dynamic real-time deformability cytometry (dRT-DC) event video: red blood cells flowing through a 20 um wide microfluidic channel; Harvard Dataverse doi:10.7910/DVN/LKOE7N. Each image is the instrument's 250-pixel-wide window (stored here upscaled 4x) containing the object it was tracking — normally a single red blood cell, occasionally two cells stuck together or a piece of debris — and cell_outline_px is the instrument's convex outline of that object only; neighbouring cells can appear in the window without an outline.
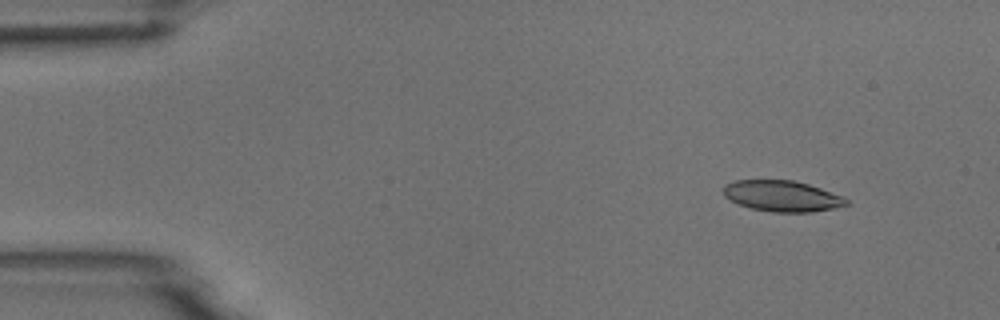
{"species": "common noctule bat (a hibernating species)", "species_latin": "Nyctalus noctula", "temperature_condition": "room temperature", "stored_images_in_passage": 5, "camera_frame_rate_fps": 3000, "um_per_image_px": 0.085, "animal": {"sex": "male", "body_mass_g": 18.8}, "frame": {"image": 1, "passage_image": 2, "time_ms": 1.333, "image_size_px": [1000, 320], "cell_outline_px": [[848, 204], [832, 208], [812, 212], [772, 212], [752, 208], [740, 204], [724, 196], [724, 184], [736, 180], [792, 180], [808, 184], [844, 196], [848, 200]], "centroid_in_image_um": [66.49, 16.66], "position_along_channel_um": 18.5, "area_um2": 21.96}}
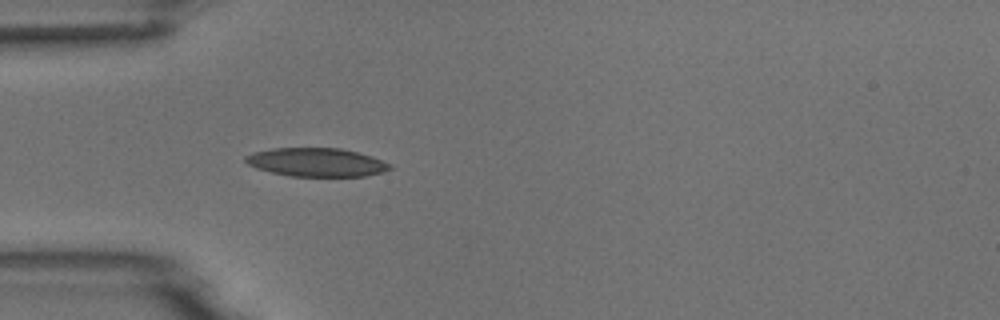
{"frame": {"image": 2, "passage_image": 5, "time_ms": 4.667, "image_size_px": [1000, 320], "cell_outline_px": [[392, 168], [384, 172], [364, 176], [288, 176], [256, 168], [248, 164], [244, 160], [244, 156], [252, 152], [272, 148], [340, 148], [372, 156], [392, 164]], "centroid_in_image_um": [26.9, 13.79], "position_along_channel_um": 58.1, "area_um2": 24.1}}